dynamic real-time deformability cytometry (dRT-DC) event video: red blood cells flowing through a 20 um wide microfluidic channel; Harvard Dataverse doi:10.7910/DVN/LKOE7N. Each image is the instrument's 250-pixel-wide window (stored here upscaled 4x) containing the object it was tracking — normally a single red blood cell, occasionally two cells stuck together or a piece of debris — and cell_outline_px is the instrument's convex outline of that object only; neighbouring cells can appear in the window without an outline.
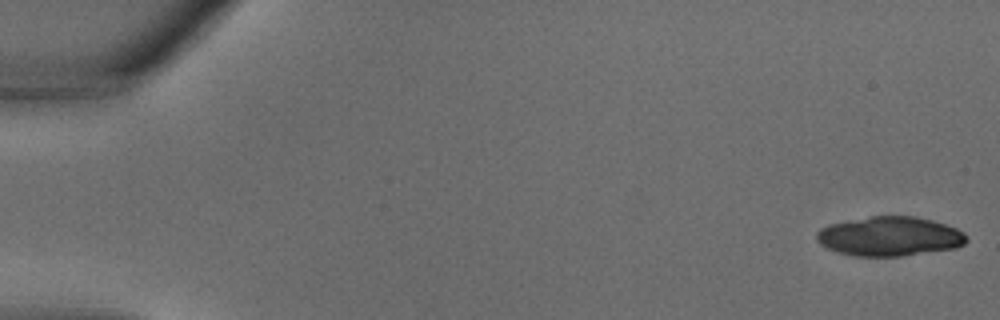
{"species": "common noctule bat (a hibernating species)", "species_latin": "Nyctalus noctula", "temperature_condition": "warm", "stored_images_in_passage": 34, "camera_frame_rate_fps": 3000, "um_per_image_px": 0.085, "animal": {"sex": "male", "body_mass_g": 18.8}, "frame": {"image": 1, "passage_image": 1, "time_ms": 0.0, "image_size_px": [1000, 320], "cell_outline_px": [[968, 240], [964, 244], [956, 248], [900, 256], [852, 256], [836, 252], [820, 244], [816, 240], [816, 232], [820, 228], [828, 224], [872, 216], [916, 216], [932, 220], [956, 228], [964, 232], [968, 236]], "centroid_in_image_um": [75.61, 20.09], "position_along_channel_um": 9.4, "area_um2": 34.56}}
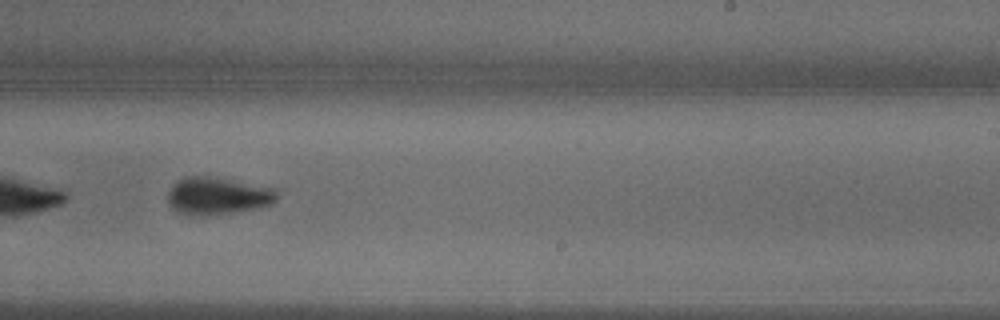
{"frame": {"image": 2, "passage_image": 22, "time_ms": 7.0, "image_size_px": [1000, 320], "cell_outline_px": [[276, 200], [272, 204], [240, 212], [208, 216], [188, 216], [172, 208], [168, 204], [168, 192], [172, 184], [176, 180], [188, 176], [208, 176], [276, 188]], "centroid_in_image_um": [18.46, 16.67], "position_along_channel_um": 270.5, "area_um2": 24.1}}
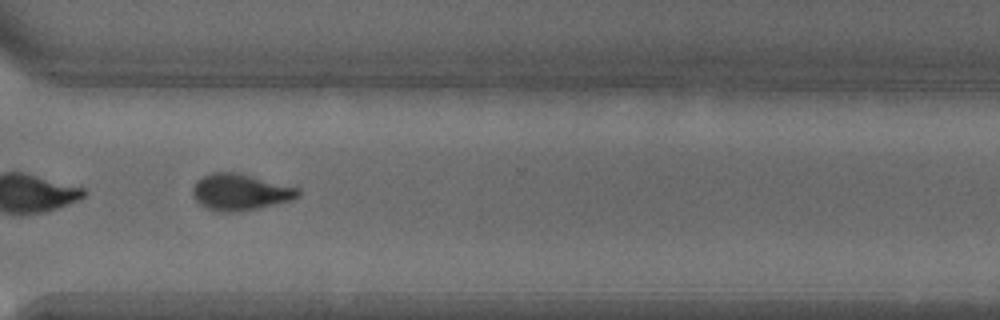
{"frame": {"image": 3, "passage_image": 26, "time_ms": 8.333, "image_size_px": [1000, 320], "cell_outline_px": [[300, 196], [292, 200], [256, 208], [236, 212], [224, 212], [208, 208], [200, 204], [192, 196], [192, 188], [196, 180], [212, 172], [236, 172], [296, 188], [300, 192]], "centroid_in_image_um": [20.36, 16.32], "position_along_channel_um": 350.2, "area_um2": 21.96}}